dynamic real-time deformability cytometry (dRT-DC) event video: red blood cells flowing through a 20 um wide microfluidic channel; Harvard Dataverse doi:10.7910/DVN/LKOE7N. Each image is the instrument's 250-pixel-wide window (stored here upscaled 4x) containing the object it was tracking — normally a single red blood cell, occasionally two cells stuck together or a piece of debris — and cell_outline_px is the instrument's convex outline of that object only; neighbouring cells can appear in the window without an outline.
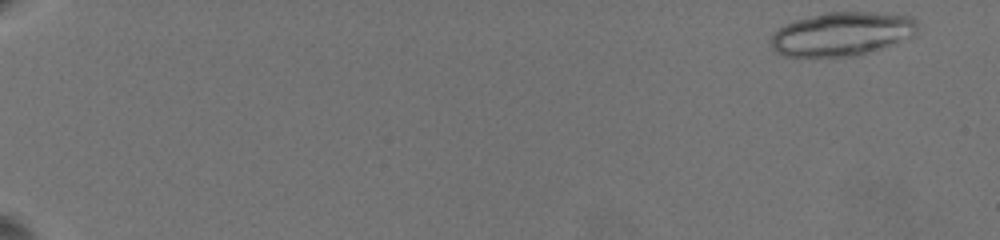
{"species": "common noctule bat (a hibernating species)", "species_latin": "Nyctalus noctula", "temperature_condition": "warm", "stored_images_in_passage": 31, "camera_frame_rate_fps": 3000, "um_per_image_px": 0.085, "animal": {"sex": "female", "body_mass_g": 19.5, "forearm_length_mm": 54.1}, "frame": {"image": 1, "passage_image": 1, "time_ms": 0.0, "image_size_px": [1000, 240], "cell_outline_px": [[916, 32], [912, 36], [856, 56], [784, 56], [776, 52], [772, 48], [772, 36], [784, 24], [796, 20], [828, 12], [872, 12], [912, 16], [916, 20]], "centroid_in_image_um": [71.55, 2.87], "position_along_channel_um": 13.5, "area_um2": 36.7}}